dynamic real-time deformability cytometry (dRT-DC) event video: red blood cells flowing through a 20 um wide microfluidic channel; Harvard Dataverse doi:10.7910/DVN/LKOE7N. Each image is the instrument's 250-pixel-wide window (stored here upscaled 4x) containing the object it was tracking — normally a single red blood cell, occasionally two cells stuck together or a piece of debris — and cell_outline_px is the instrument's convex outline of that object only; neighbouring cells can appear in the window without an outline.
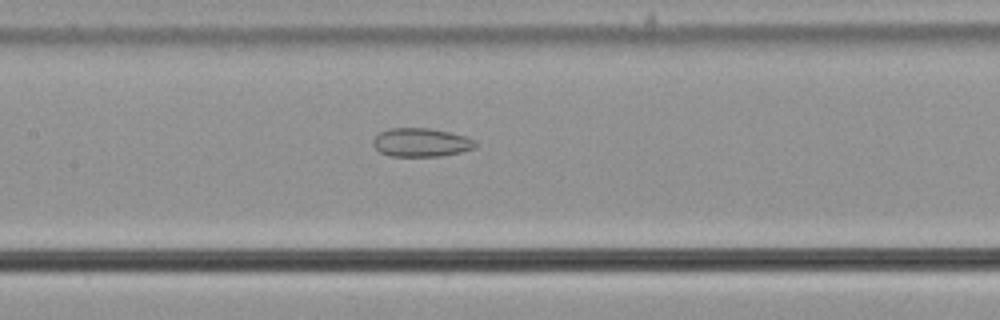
{"species": "common noctule bat (a hibernating species)", "species_latin": "Nyctalus noctula", "temperature_condition": "cold", "stored_images_in_passage": 51, "camera_frame_rate_fps": 3000, "um_per_image_px": 0.085, "animal": {"sex": "male", "body_mass_g": 21.5, "forearm_length_mm": 52.0}, "frame": {"image": 1, "passage_image": 22, "time_ms": 7.0, "image_size_px": [1000, 320], "cell_outline_px": [[476, 144], [472, 148], [460, 152], [440, 156], [388, 156], [380, 152], [372, 144], [372, 140], [380, 132], [388, 128], [428, 128], [468, 136], [476, 140]], "centroid_in_image_um": [35.77, 12.1], "position_along_channel_um": 171.6, "area_um2": 17.05}}
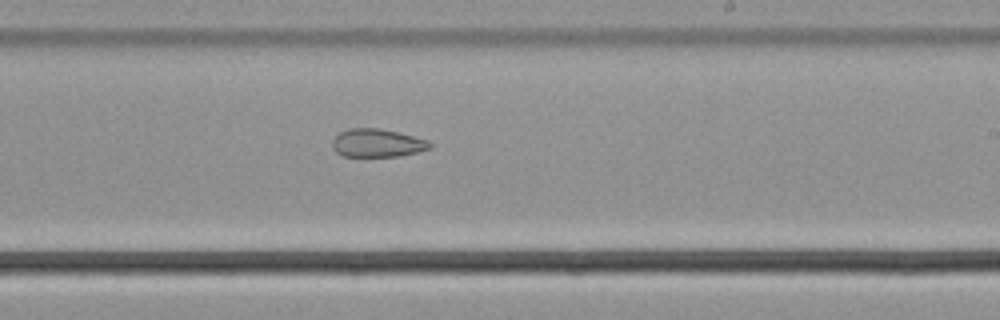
{"frame": {"image": 2, "passage_image": 29, "time_ms": 9.333, "image_size_px": [1000, 320], "cell_outline_px": [[432, 148], [400, 156], [344, 156], [336, 152], [332, 148], [332, 140], [340, 132], [348, 128], [380, 128], [428, 140], [432, 144]], "centroid_in_image_um": [32.05, 12.15], "position_along_channel_um": 256.9, "area_um2": 15.95}}
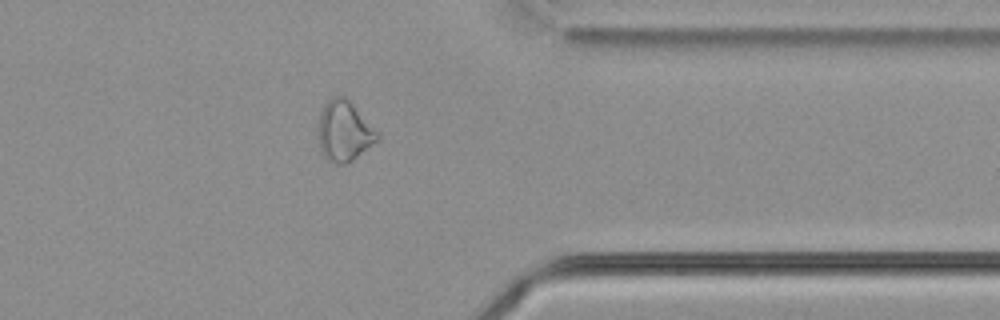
{"frame": {"image": 3, "passage_image": 40, "time_ms": 13.0, "image_size_px": [1000, 320], "cell_outline_px": [[380, 140], [352, 160], [344, 164], [336, 164], [328, 160], [324, 156], [320, 148], [320, 112], [324, 104], [332, 96], [344, 96], [380, 132]], "centroid_in_image_um": [29.31, 11.15], "position_along_channel_um": 382.1, "area_um2": 20.63}, "authors_computed_cell_mechanics": {"area_um2": 21.7906, "velocity_mm_per_s": 3.6675, "shape_relaxation_time_tau1_ms": null, "shape_relaxation_time_tau2_ms": 3.4495, "deformation_change_tau1": null, "deformation_change_tau2": 0.1053}}